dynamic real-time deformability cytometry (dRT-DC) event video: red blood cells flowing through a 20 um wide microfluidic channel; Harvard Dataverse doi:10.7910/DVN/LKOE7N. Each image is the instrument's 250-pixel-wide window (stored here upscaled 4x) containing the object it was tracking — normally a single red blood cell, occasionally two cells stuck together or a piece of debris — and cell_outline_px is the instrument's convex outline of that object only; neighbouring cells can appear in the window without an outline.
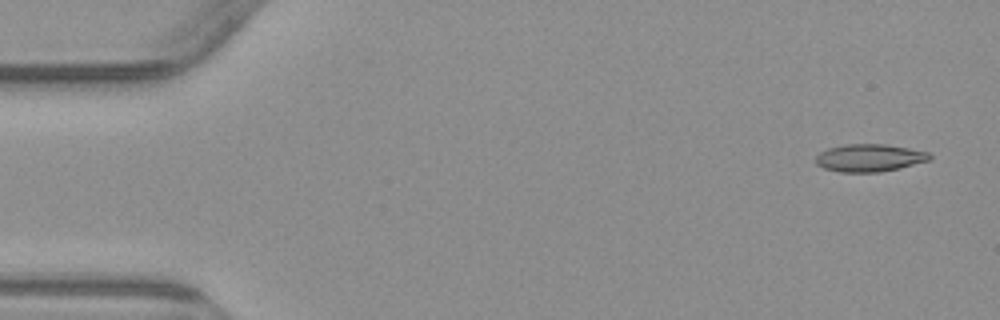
{"species": "common noctule bat (a hibernating species)", "species_latin": "Nyctalus noctula", "temperature_condition": "warm", "stored_images_in_passage": 7, "camera_frame_rate_fps": 3000, "um_per_image_px": 0.085, "animal": {"sex": "male", "body_mass_g": 23.1, "forearm_length_mm": 52.7}, "frame": {"image": 1, "passage_image": 1, "time_ms": 0.0, "image_size_px": [1000, 320], "cell_outline_px": [[932, 156], [928, 160], [900, 168], [880, 172], [840, 172], [824, 168], [816, 164], [816, 156], [820, 152], [828, 148], [844, 144], [884, 144], [908, 148], [928, 152]], "centroid_in_image_um": [73.88, 13.42], "position_along_channel_um": 11.1, "area_um2": 18.21}}
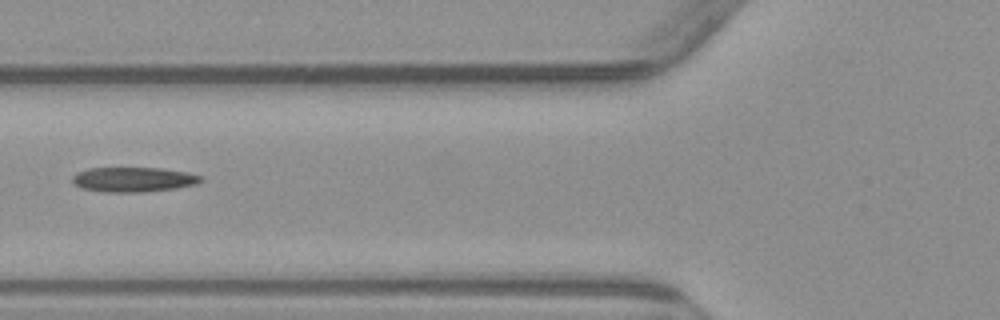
{"frame": {"image": 2, "passage_image": 6, "time_ms": 6.0, "image_size_px": [1000, 320], "cell_outline_px": [[204, 180], [196, 184], [176, 188], [144, 192], [104, 192], [80, 188], [72, 180], [72, 176], [76, 172], [88, 168], [160, 168], [184, 172], [204, 176]], "centroid_in_image_um": [11.34, 15.26], "position_along_channel_um": 114.5, "area_um2": 18.61}}
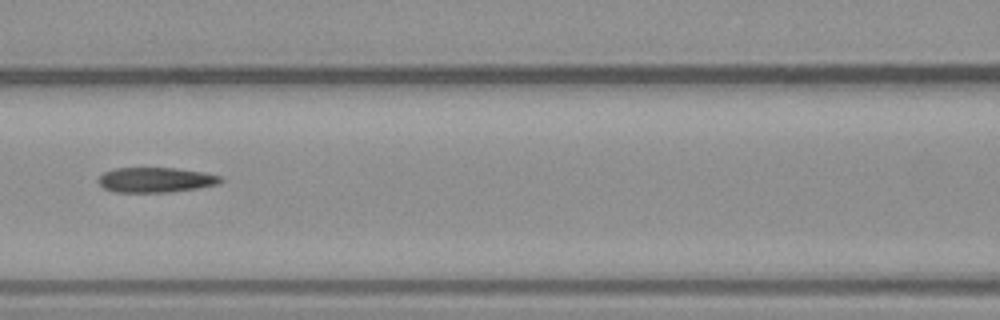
{"frame": {"image": 3, "passage_image": 7, "time_ms": 7.0, "image_size_px": [1000, 320], "cell_outline_px": [[224, 180], [220, 184], [172, 192], [112, 192], [104, 188], [96, 180], [104, 172], [116, 168], [176, 168], [204, 172], [220, 176]], "centroid_in_image_um": [13.24, 15.29], "position_along_channel_um": 153.4, "area_um2": 17.92}}